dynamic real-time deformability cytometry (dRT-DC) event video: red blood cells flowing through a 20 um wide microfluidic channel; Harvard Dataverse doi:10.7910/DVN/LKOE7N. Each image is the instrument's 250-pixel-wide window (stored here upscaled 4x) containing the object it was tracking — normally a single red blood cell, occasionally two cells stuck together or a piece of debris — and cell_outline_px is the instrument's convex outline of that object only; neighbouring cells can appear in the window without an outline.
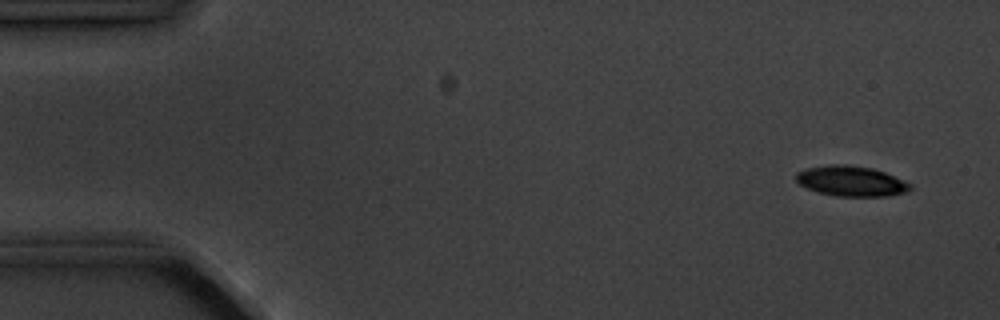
{"species": "common noctule bat (a hibernating species)", "species_latin": "Nyctalus noctula", "temperature_condition": "cold", "stored_images_in_passage": 5, "camera_frame_rate_fps": 3000, "um_per_image_px": 0.085, "animal": {"sex": "male", "body_mass_g": 20.1, "forearm_length_mm": 53.5}, "frame": {"image": 1, "passage_image": 1, "time_ms": 0.0, "image_size_px": [1000, 320], "cell_outline_px": [[912, 188], [908, 192], [884, 196], [836, 196], [816, 192], [800, 184], [796, 180], [796, 172], [804, 168], [828, 164], [848, 164], [872, 168], [884, 172], [912, 184]], "centroid_in_image_um": [72.32, 15.38], "position_along_channel_um": 12.7, "area_um2": 20.29}}